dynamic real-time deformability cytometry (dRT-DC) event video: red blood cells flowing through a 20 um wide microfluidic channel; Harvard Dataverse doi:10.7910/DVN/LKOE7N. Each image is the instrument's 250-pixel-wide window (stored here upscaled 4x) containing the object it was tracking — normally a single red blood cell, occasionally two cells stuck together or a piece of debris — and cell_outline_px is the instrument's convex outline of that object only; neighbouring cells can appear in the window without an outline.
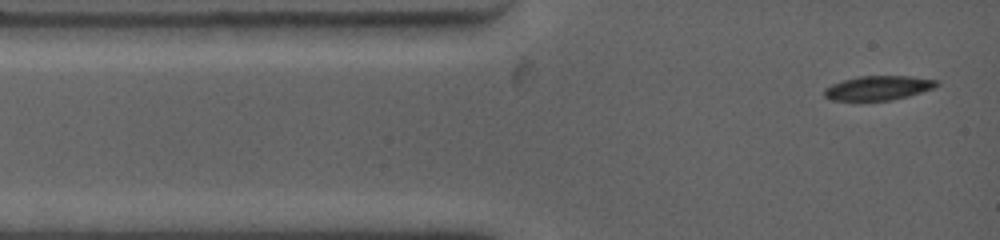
{"species": "common noctule bat (a hibernating species)", "species_latin": "Nyctalus noctula", "temperature_condition": "warm", "stored_images_in_passage": 6, "segment_of_instrument_passage": [1, 2], "camera_frame_rate_fps": 4500, "um_per_image_px": 0.085, "animal": {"sex": "female", "body_mass_g": 19.0, "forearm_length_mm": 53.3}, "frame": {"image": 1, "passage_image": 1, "time_ms": 0.0, "image_size_px": [1000, 240], "cell_outline_px": [[940, 84], [932, 88], [908, 96], [888, 100], [832, 100], [824, 96], [824, 88], [832, 84], [844, 80], [860, 76], [912, 76], [936, 80]], "centroid_in_image_um": [74.63, 7.47], "position_along_channel_um": 10.4, "area_um2": 15.66}}
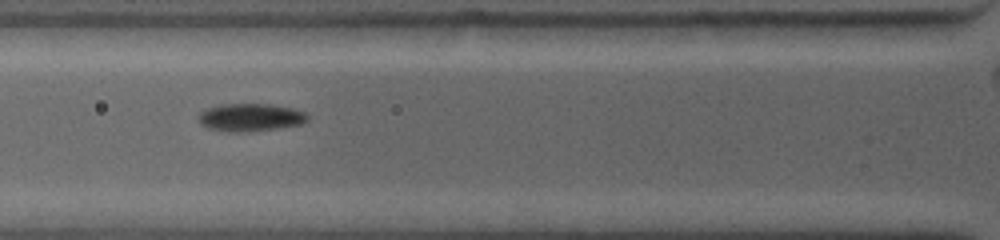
{"frame": {"image": 2, "passage_image": 4, "time_ms": 3.333, "image_size_px": [1000, 240], "cell_outline_px": [[308, 120], [300, 124], [276, 128], [248, 132], [228, 132], [208, 128], [200, 124], [196, 120], [196, 116], [200, 112], [208, 108], [220, 104], [272, 104], [292, 108], [304, 112], [308, 116]], "centroid_in_image_um": [21.22, 9.98], "position_along_channel_um": 104.6, "area_um2": 17.8}}
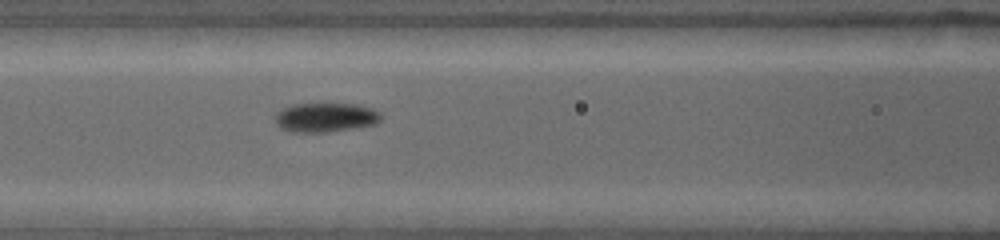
{"frame": {"image": 3, "passage_image": 5, "time_ms": 4.222, "image_size_px": [1000, 240], "cell_outline_px": [[380, 120], [376, 124], [352, 128], [324, 132], [292, 132], [280, 128], [276, 124], [276, 112], [280, 108], [292, 104], [356, 104], [372, 108], [380, 112]], "centroid_in_image_um": [27.63, 9.97], "position_along_channel_um": 139.0, "area_um2": 18.03}}